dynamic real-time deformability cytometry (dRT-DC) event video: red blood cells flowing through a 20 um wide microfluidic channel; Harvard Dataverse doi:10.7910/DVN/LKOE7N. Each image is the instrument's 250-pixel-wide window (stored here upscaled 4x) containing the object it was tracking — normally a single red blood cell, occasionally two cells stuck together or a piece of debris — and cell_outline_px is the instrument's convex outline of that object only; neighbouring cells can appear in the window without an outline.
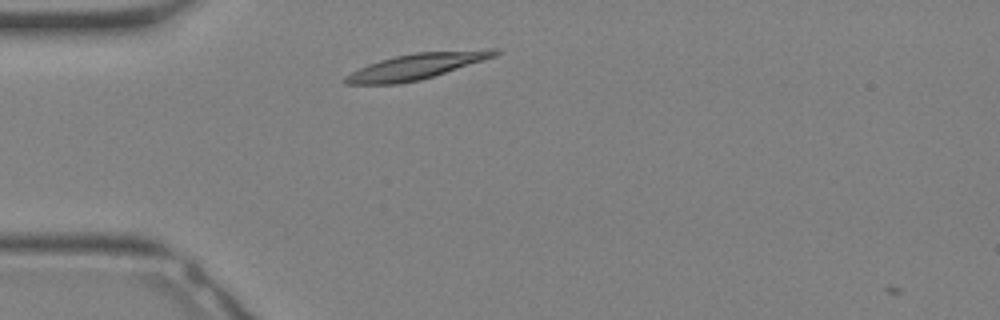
{"species": "Egyptian fruit bat (a non-hibernating species)", "species_latin": "Rousettus aegyptiacus", "temperature_condition": "warm", "stored_images_in_passage": 12, "camera_frame_rate_fps": 3000, "um_per_image_px": 0.085, "animal": {"sex": "female"}, "frame": {"image": 1, "passage_image": 1, "time_ms": 0.0, "image_size_px": [1000, 320], "cell_outline_px": [[500, 52], [496, 56], [484, 60], [420, 80], [396, 84], [344, 84], [340, 80], [344, 76], [368, 64], [380, 60], [396, 56], [416, 52], [488, 48], [496, 48]], "centroid_in_image_um": [35.41, 5.62], "position_along_channel_um": 49.6, "area_um2": 22.6}}
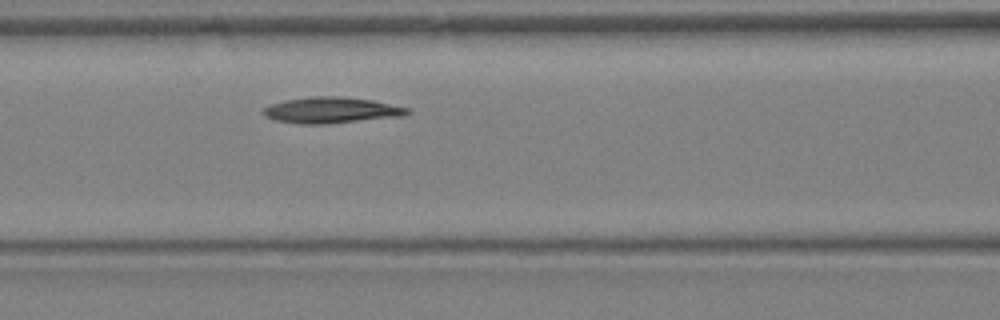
{"frame": {"image": 2, "passage_image": 6, "time_ms": 1.667, "image_size_px": [1000, 320], "cell_outline_px": [[412, 112], [404, 116], [324, 124], [300, 124], [276, 120], [264, 116], [264, 108], [272, 104], [284, 100], [308, 96], [340, 96], [372, 100], [408, 108]], "centroid_in_image_um": [28.17, 9.36], "position_along_channel_um": 138.4, "area_um2": 21.79}}
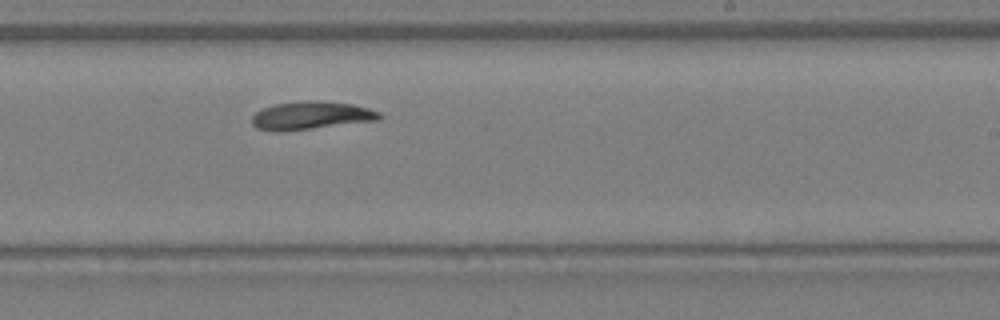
{"frame": {"image": 3, "passage_image": 12, "time_ms": 3.667, "image_size_px": [1000, 320], "cell_outline_px": [[384, 116], [380, 120], [280, 132], [272, 132], [256, 128], [252, 124], [252, 116], [256, 112], [264, 108], [276, 104], [304, 100], [312, 100], [352, 104], [368, 108], [380, 112]], "centroid_in_image_um": [26.44, 9.83], "position_along_channel_um": 262.6, "area_um2": 20.92}}